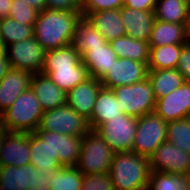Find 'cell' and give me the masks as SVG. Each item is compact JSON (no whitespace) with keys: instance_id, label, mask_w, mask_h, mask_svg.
Instances as JSON below:
<instances>
[{"instance_id":"obj_20","label":"cell","mask_w":190,"mask_h":190,"mask_svg":"<svg viewBox=\"0 0 190 190\" xmlns=\"http://www.w3.org/2000/svg\"><path fill=\"white\" fill-rule=\"evenodd\" d=\"M122 113L123 110L120 109L119 100L113 90L102 86L97 94L92 114L87 119L89 128L95 130L108 119H114Z\"/></svg>"},{"instance_id":"obj_36","label":"cell","mask_w":190,"mask_h":190,"mask_svg":"<svg viewBox=\"0 0 190 190\" xmlns=\"http://www.w3.org/2000/svg\"><path fill=\"white\" fill-rule=\"evenodd\" d=\"M81 190H114L109 172L84 175Z\"/></svg>"},{"instance_id":"obj_47","label":"cell","mask_w":190,"mask_h":190,"mask_svg":"<svg viewBox=\"0 0 190 190\" xmlns=\"http://www.w3.org/2000/svg\"><path fill=\"white\" fill-rule=\"evenodd\" d=\"M80 8L86 3L87 0H73Z\"/></svg>"},{"instance_id":"obj_15","label":"cell","mask_w":190,"mask_h":190,"mask_svg":"<svg viewBox=\"0 0 190 190\" xmlns=\"http://www.w3.org/2000/svg\"><path fill=\"white\" fill-rule=\"evenodd\" d=\"M30 164L37 170L50 171L60 169L58 155L51 148V131L30 133Z\"/></svg>"},{"instance_id":"obj_12","label":"cell","mask_w":190,"mask_h":190,"mask_svg":"<svg viewBox=\"0 0 190 190\" xmlns=\"http://www.w3.org/2000/svg\"><path fill=\"white\" fill-rule=\"evenodd\" d=\"M148 66L128 58H117L107 74L100 80L103 87L131 85L146 79Z\"/></svg>"},{"instance_id":"obj_45","label":"cell","mask_w":190,"mask_h":190,"mask_svg":"<svg viewBox=\"0 0 190 190\" xmlns=\"http://www.w3.org/2000/svg\"><path fill=\"white\" fill-rule=\"evenodd\" d=\"M9 131L7 130V128L2 124L1 120H0V150H1V145L3 142L4 137L6 136V134Z\"/></svg>"},{"instance_id":"obj_7","label":"cell","mask_w":190,"mask_h":190,"mask_svg":"<svg viewBox=\"0 0 190 190\" xmlns=\"http://www.w3.org/2000/svg\"><path fill=\"white\" fill-rule=\"evenodd\" d=\"M90 130L87 120L67 103L43 112L36 131H52L69 136H84Z\"/></svg>"},{"instance_id":"obj_26","label":"cell","mask_w":190,"mask_h":190,"mask_svg":"<svg viewBox=\"0 0 190 190\" xmlns=\"http://www.w3.org/2000/svg\"><path fill=\"white\" fill-rule=\"evenodd\" d=\"M107 43L103 35L87 17L81 16L73 32L70 45L82 56L89 48L102 47Z\"/></svg>"},{"instance_id":"obj_48","label":"cell","mask_w":190,"mask_h":190,"mask_svg":"<svg viewBox=\"0 0 190 190\" xmlns=\"http://www.w3.org/2000/svg\"><path fill=\"white\" fill-rule=\"evenodd\" d=\"M182 1L187 3L190 6V0H182Z\"/></svg>"},{"instance_id":"obj_18","label":"cell","mask_w":190,"mask_h":190,"mask_svg":"<svg viewBox=\"0 0 190 190\" xmlns=\"http://www.w3.org/2000/svg\"><path fill=\"white\" fill-rule=\"evenodd\" d=\"M31 76L25 70L10 68L0 80V115L30 86Z\"/></svg>"},{"instance_id":"obj_38","label":"cell","mask_w":190,"mask_h":190,"mask_svg":"<svg viewBox=\"0 0 190 190\" xmlns=\"http://www.w3.org/2000/svg\"><path fill=\"white\" fill-rule=\"evenodd\" d=\"M176 69L183 75L185 81L190 82V40L181 49Z\"/></svg>"},{"instance_id":"obj_30","label":"cell","mask_w":190,"mask_h":190,"mask_svg":"<svg viewBox=\"0 0 190 190\" xmlns=\"http://www.w3.org/2000/svg\"><path fill=\"white\" fill-rule=\"evenodd\" d=\"M183 45L149 46L148 70L176 69Z\"/></svg>"},{"instance_id":"obj_35","label":"cell","mask_w":190,"mask_h":190,"mask_svg":"<svg viewBox=\"0 0 190 190\" xmlns=\"http://www.w3.org/2000/svg\"><path fill=\"white\" fill-rule=\"evenodd\" d=\"M39 11L31 7L24 0H12L9 17L21 24L33 26Z\"/></svg>"},{"instance_id":"obj_13","label":"cell","mask_w":190,"mask_h":190,"mask_svg":"<svg viewBox=\"0 0 190 190\" xmlns=\"http://www.w3.org/2000/svg\"><path fill=\"white\" fill-rule=\"evenodd\" d=\"M154 113L166 122L189 118L190 82L184 81L180 87L157 99Z\"/></svg>"},{"instance_id":"obj_10","label":"cell","mask_w":190,"mask_h":190,"mask_svg":"<svg viewBox=\"0 0 190 190\" xmlns=\"http://www.w3.org/2000/svg\"><path fill=\"white\" fill-rule=\"evenodd\" d=\"M46 50L32 38L5 47L6 59L11 68L25 70L31 74L40 73Z\"/></svg>"},{"instance_id":"obj_43","label":"cell","mask_w":190,"mask_h":190,"mask_svg":"<svg viewBox=\"0 0 190 190\" xmlns=\"http://www.w3.org/2000/svg\"><path fill=\"white\" fill-rule=\"evenodd\" d=\"M31 7H34L36 10L43 11L46 9V0H24Z\"/></svg>"},{"instance_id":"obj_6","label":"cell","mask_w":190,"mask_h":190,"mask_svg":"<svg viewBox=\"0 0 190 190\" xmlns=\"http://www.w3.org/2000/svg\"><path fill=\"white\" fill-rule=\"evenodd\" d=\"M123 113L140 118L154 113L156 98L148 77L131 85L112 88Z\"/></svg>"},{"instance_id":"obj_44","label":"cell","mask_w":190,"mask_h":190,"mask_svg":"<svg viewBox=\"0 0 190 190\" xmlns=\"http://www.w3.org/2000/svg\"><path fill=\"white\" fill-rule=\"evenodd\" d=\"M10 68V64L7 60H0V80L7 74Z\"/></svg>"},{"instance_id":"obj_5","label":"cell","mask_w":190,"mask_h":190,"mask_svg":"<svg viewBox=\"0 0 190 190\" xmlns=\"http://www.w3.org/2000/svg\"><path fill=\"white\" fill-rule=\"evenodd\" d=\"M115 152L95 131L89 130L84 136L76 167L84 175L109 172Z\"/></svg>"},{"instance_id":"obj_23","label":"cell","mask_w":190,"mask_h":190,"mask_svg":"<svg viewBox=\"0 0 190 190\" xmlns=\"http://www.w3.org/2000/svg\"><path fill=\"white\" fill-rule=\"evenodd\" d=\"M82 63L87 67L89 76L101 80L110 70L118 57L109 42L102 47L89 48L82 56Z\"/></svg>"},{"instance_id":"obj_3","label":"cell","mask_w":190,"mask_h":190,"mask_svg":"<svg viewBox=\"0 0 190 190\" xmlns=\"http://www.w3.org/2000/svg\"><path fill=\"white\" fill-rule=\"evenodd\" d=\"M109 174L114 190H147L150 161L133 151L116 152Z\"/></svg>"},{"instance_id":"obj_16","label":"cell","mask_w":190,"mask_h":190,"mask_svg":"<svg viewBox=\"0 0 190 190\" xmlns=\"http://www.w3.org/2000/svg\"><path fill=\"white\" fill-rule=\"evenodd\" d=\"M126 35L148 42L156 21L154 11L136 10L124 5L120 8Z\"/></svg>"},{"instance_id":"obj_41","label":"cell","mask_w":190,"mask_h":190,"mask_svg":"<svg viewBox=\"0 0 190 190\" xmlns=\"http://www.w3.org/2000/svg\"><path fill=\"white\" fill-rule=\"evenodd\" d=\"M124 6L136 10L154 11L156 0H124Z\"/></svg>"},{"instance_id":"obj_42","label":"cell","mask_w":190,"mask_h":190,"mask_svg":"<svg viewBox=\"0 0 190 190\" xmlns=\"http://www.w3.org/2000/svg\"><path fill=\"white\" fill-rule=\"evenodd\" d=\"M12 0H0V19L9 17Z\"/></svg>"},{"instance_id":"obj_40","label":"cell","mask_w":190,"mask_h":190,"mask_svg":"<svg viewBox=\"0 0 190 190\" xmlns=\"http://www.w3.org/2000/svg\"><path fill=\"white\" fill-rule=\"evenodd\" d=\"M46 9L64 11L81 10L73 0H46Z\"/></svg>"},{"instance_id":"obj_11","label":"cell","mask_w":190,"mask_h":190,"mask_svg":"<svg viewBox=\"0 0 190 190\" xmlns=\"http://www.w3.org/2000/svg\"><path fill=\"white\" fill-rule=\"evenodd\" d=\"M151 171L175 175L190 172V154L169 142L162 143L149 158Z\"/></svg>"},{"instance_id":"obj_34","label":"cell","mask_w":190,"mask_h":190,"mask_svg":"<svg viewBox=\"0 0 190 190\" xmlns=\"http://www.w3.org/2000/svg\"><path fill=\"white\" fill-rule=\"evenodd\" d=\"M166 132L167 142L190 154V117L168 122Z\"/></svg>"},{"instance_id":"obj_31","label":"cell","mask_w":190,"mask_h":190,"mask_svg":"<svg viewBox=\"0 0 190 190\" xmlns=\"http://www.w3.org/2000/svg\"><path fill=\"white\" fill-rule=\"evenodd\" d=\"M33 37V26L6 17L0 19V42L6 47Z\"/></svg>"},{"instance_id":"obj_28","label":"cell","mask_w":190,"mask_h":190,"mask_svg":"<svg viewBox=\"0 0 190 190\" xmlns=\"http://www.w3.org/2000/svg\"><path fill=\"white\" fill-rule=\"evenodd\" d=\"M154 14L159 21L190 25V6L182 0H156Z\"/></svg>"},{"instance_id":"obj_25","label":"cell","mask_w":190,"mask_h":190,"mask_svg":"<svg viewBox=\"0 0 190 190\" xmlns=\"http://www.w3.org/2000/svg\"><path fill=\"white\" fill-rule=\"evenodd\" d=\"M86 17L107 42L126 35L121 20L120 9L93 12L89 13Z\"/></svg>"},{"instance_id":"obj_8","label":"cell","mask_w":190,"mask_h":190,"mask_svg":"<svg viewBox=\"0 0 190 190\" xmlns=\"http://www.w3.org/2000/svg\"><path fill=\"white\" fill-rule=\"evenodd\" d=\"M167 124L155 113L137 118V129L131 151L150 158L155 150L167 139Z\"/></svg>"},{"instance_id":"obj_29","label":"cell","mask_w":190,"mask_h":190,"mask_svg":"<svg viewBox=\"0 0 190 190\" xmlns=\"http://www.w3.org/2000/svg\"><path fill=\"white\" fill-rule=\"evenodd\" d=\"M155 98L160 99L180 87L185 81L177 69L148 70Z\"/></svg>"},{"instance_id":"obj_9","label":"cell","mask_w":190,"mask_h":190,"mask_svg":"<svg viewBox=\"0 0 190 190\" xmlns=\"http://www.w3.org/2000/svg\"><path fill=\"white\" fill-rule=\"evenodd\" d=\"M137 129V118L122 113L97 127L95 131L116 152L131 151Z\"/></svg>"},{"instance_id":"obj_49","label":"cell","mask_w":190,"mask_h":190,"mask_svg":"<svg viewBox=\"0 0 190 190\" xmlns=\"http://www.w3.org/2000/svg\"><path fill=\"white\" fill-rule=\"evenodd\" d=\"M188 180H189V186H190V172L187 174Z\"/></svg>"},{"instance_id":"obj_21","label":"cell","mask_w":190,"mask_h":190,"mask_svg":"<svg viewBox=\"0 0 190 190\" xmlns=\"http://www.w3.org/2000/svg\"><path fill=\"white\" fill-rule=\"evenodd\" d=\"M38 170L34 165L0 166V187L2 190L34 189Z\"/></svg>"},{"instance_id":"obj_46","label":"cell","mask_w":190,"mask_h":190,"mask_svg":"<svg viewBox=\"0 0 190 190\" xmlns=\"http://www.w3.org/2000/svg\"><path fill=\"white\" fill-rule=\"evenodd\" d=\"M0 60H7L5 55V47L0 43Z\"/></svg>"},{"instance_id":"obj_32","label":"cell","mask_w":190,"mask_h":190,"mask_svg":"<svg viewBox=\"0 0 190 190\" xmlns=\"http://www.w3.org/2000/svg\"><path fill=\"white\" fill-rule=\"evenodd\" d=\"M83 179L76 166L61 167L49 182L50 190H81Z\"/></svg>"},{"instance_id":"obj_14","label":"cell","mask_w":190,"mask_h":190,"mask_svg":"<svg viewBox=\"0 0 190 190\" xmlns=\"http://www.w3.org/2000/svg\"><path fill=\"white\" fill-rule=\"evenodd\" d=\"M30 133L8 132L0 150V166L30 165Z\"/></svg>"},{"instance_id":"obj_24","label":"cell","mask_w":190,"mask_h":190,"mask_svg":"<svg viewBox=\"0 0 190 190\" xmlns=\"http://www.w3.org/2000/svg\"><path fill=\"white\" fill-rule=\"evenodd\" d=\"M83 136H69L51 131V148L62 167L76 166L80 157Z\"/></svg>"},{"instance_id":"obj_37","label":"cell","mask_w":190,"mask_h":190,"mask_svg":"<svg viewBox=\"0 0 190 190\" xmlns=\"http://www.w3.org/2000/svg\"><path fill=\"white\" fill-rule=\"evenodd\" d=\"M123 5L124 0H87L81 7V13L86 17L93 12L120 9Z\"/></svg>"},{"instance_id":"obj_4","label":"cell","mask_w":190,"mask_h":190,"mask_svg":"<svg viewBox=\"0 0 190 190\" xmlns=\"http://www.w3.org/2000/svg\"><path fill=\"white\" fill-rule=\"evenodd\" d=\"M41 104L29 86L1 115L0 120L9 132L33 133L43 114Z\"/></svg>"},{"instance_id":"obj_17","label":"cell","mask_w":190,"mask_h":190,"mask_svg":"<svg viewBox=\"0 0 190 190\" xmlns=\"http://www.w3.org/2000/svg\"><path fill=\"white\" fill-rule=\"evenodd\" d=\"M101 87L100 80L90 77L67 92L66 103L87 120Z\"/></svg>"},{"instance_id":"obj_1","label":"cell","mask_w":190,"mask_h":190,"mask_svg":"<svg viewBox=\"0 0 190 190\" xmlns=\"http://www.w3.org/2000/svg\"><path fill=\"white\" fill-rule=\"evenodd\" d=\"M81 16V10L44 9L37 15L33 36L46 51L69 46Z\"/></svg>"},{"instance_id":"obj_27","label":"cell","mask_w":190,"mask_h":190,"mask_svg":"<svg viewBox=\"0 0 190 190\" xmlns=\"http://www.w3.org/2000/svg\"><path fill=\"white\" fill-rule=\"evenodd\" d=\"M109 44L118 58H128L148 66L150 53L148 42L125 35L110 41Z\"/></svg>"},{"instance_id":"obj_19","label":"cell","mask_w":190,"mask_h":190,"mask_svg":"<svg viewBox=\"0 0 190 190\" xmlns=\"http://www.w3.org/2000/svg\"><path fill=\"white\" fill-rule=\"evenodd\" d=\"M30 86L43 111L66 104L67 93L59 88L47 75L41 72L32 74Z\"/></svg>"},{"instance_id":"obj_2","label":"cell","mask_w":190,"mask_h":190,"mask_svg":"<svg viewBox=\"0 0 190 190\" xmlns=\"http://www.w3.org/2000/svg\"><path fill=\"white\" fill-rule=\"evenodd\" d=\"M41 73L66 93L90 78L81 55L71 45L46 51Z\"/></svg>"},{"instance_id":"obj_33","label":"cell","mask_w":190,"mask_h":190,"mask_svg":"<svg viewBox=\"0 0 190 190\" xmlns=\"http://www.w3.org/2000/svg\"><path fill=\"white\" fill-rule=\"evenodd\" d=\"M147 190H190L188 176L151 171Z\"/></svg>"},{"instance_id":"obj_39","label":"cell","mask_w":190,"mask_h":190,"mask_svg":"<svg viewBox=\"0 0 190 190\" xmlns=\"http://www.w3.org/2000/svg\"><path fill=\"white\" fill-rule=\"evenodd\" d=\"M57 170H50V171H41L38 170V175H36L34 189H27V190H50L49 182L52 180L53 176L59 171Z\"/></svg>"},{"instance_id":"obj_22","label":"cell","mask_w":190,"mask_h":190,"mask_svg":"<svg viewBox=\"0 0 190 190\" xmlns=\"http://www.w3.org/2000/svg\"><path fill=\"white\" fill-rule=\"evenodd\" d=\"M190 40V25L175 24L156 19L148 41L149 46L185 44Z\"/></svg>"}]
</instances>
